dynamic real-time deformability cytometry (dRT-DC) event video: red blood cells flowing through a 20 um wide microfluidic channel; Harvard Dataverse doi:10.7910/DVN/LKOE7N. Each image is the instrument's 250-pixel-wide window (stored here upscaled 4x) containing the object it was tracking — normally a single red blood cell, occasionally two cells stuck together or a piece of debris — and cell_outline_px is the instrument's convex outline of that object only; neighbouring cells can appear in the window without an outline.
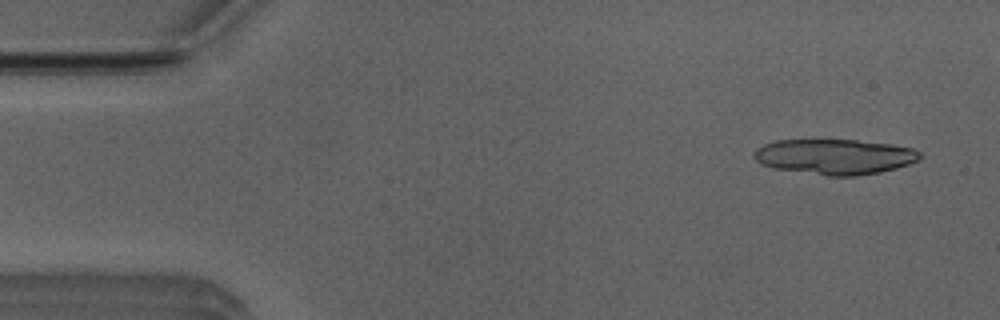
{"species": "Egyptian fruit bat (a non-hibernating species)", "species_latin": "Rousettus aegyptiacus", "temperature_condition": "room temperature", "stored_images_in_passage": 16, "camera_frame_rate_fps": 3000, "um_per_image_px": 0.085, "animal": {"sex": "male"}, "frame": {"image": 1, "passage_image": 3, "time_ms": 0.667, "image_size_px": [1000, 320], "cell_outline_px": [[920, 160], [896, 168], [880, 172], [856, 176], [828, 176], [772, 168], [760, 164], [752, 156], [752, 152], [756, 148], [764, 144], [776, 140], [856, 140], [892, 144], [912, 148], [920, 152]], "centroid_in_image_um": [70.92, 13.32], "position_along_channel_um": 14.1, "area_um2": 34.39}}